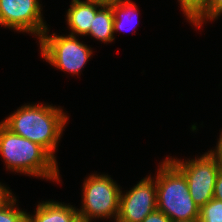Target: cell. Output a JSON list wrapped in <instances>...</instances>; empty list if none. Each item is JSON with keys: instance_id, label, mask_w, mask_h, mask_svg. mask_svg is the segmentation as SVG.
Segmentation results:
<instances>
[{"instance_id": "6da1fadb", "label": "cell", "mask_w": 222, "mask_h": 222, "mask_svg": "<svg viewBox=\"0 0 222 222\" xmlns=\"http://www.w3.org/2000/svg\"><path fill=\"white\" fill-rule=\"evenodd\" d=\"M61 107L47 104H25L1 121L8 129L45 148L55 159V150L68 116Z\"/></svg>"}, {"instance_id": "7a4b0ae2", "label": "cell", "mask_w": 222, "mask_h": 222, "mask_svg": "<svg viewBox=\"0 0 222 222\" xmlns=\"http://www.w3.org/2000/svg\"><path fill=\"white\" fill-rule=\"evenodd\" d=\"M0 156L7 170L60 182L57 160L41 145L17 135L0 122Z\"/></svg>"}, {"instance_id": "3957f363", "label": "cell", "mask_w": 222, "mask_h": 222, "mask_svg": "<svg viewBox=\"0 0 222 222\" xmlns=\"http://www.w3.org/2000/svg\"><path fill=\"white\" fill-rule=\"evenodd\" d=\"M158 167L154 178L157 210L171 220L199 219L200 207L193 201L184 175L167 158Z\"/></svg>"}, {"instance_id": "277c9868", "label": "cell", "mask_w": 222, "mask_h": 222, "mask_svg": "<svg viewBox=\"0 0 222 222\" xmlns=\"http://www.w3.org/2000/svg\"><path fill=\"white\" fill-rule=\"evenodd\" d=\"M82 206L77 208L81 222L93 218L117 220L120 203V186L108 174H91L83 182Z\"/></svg>"}, {"instance_id": "5b68a950", "label": "cell", "mask_w": 222, "mask_h": 222, "mask_svg": "<svg viewBox=\"0 0 222 222\" xmlns=\"http://www.w3.org/2000/svg\"><path fill=\"white\" fill-rule=\"evenodd\" d=\"M48 28L39 39L40 53L51 66L58 70L78 74L91 58L93 50L73 35H48Z\"/></svg>"}, {"instance_id": "8992f818", "label": "cell", "mask_w": 222, "mask_h": 222, "mask_svg": "<svg viewBox=\"0 0 222 222\" xmlns=\"http://www.w3.org/2000/svg\"><path fill=\"white\" fill-rule=\"evenodd\" d=\"M186 178L193 201L201 208L213 199L214 186L221 164L208 150L202 156L185 161L167 158Z\"/></svg>"}, {"instance_id": "52a82bcc", "label": "cell", "mask_w": 222, "mask_h": 222, "mask_svg": "<svg viewBox=\"0 0 222 222\" xmlns=\"http://www.w3.org/2000/svg\"><path fill=\"white\" fill-rule=\"evenodd\" d=\"M39 0H0V25L41 38L48 28Z\"/></svg>"}, {"instance_id": "ba28073f", "label": "cell", "mask_w": 222, "mask_h": 222, "mask_svg": "<svg viewBox=\"0 0 222 222\" xmlns=\"http://www.w3.org/2000/svg\"><path fill=\"white\" fill-rule=\"evenodd\" d=\"M157 210V190L154 177L141 179L126 193L120 194L119 222H142L147 215Z\"/></svg>"}, {"instance_id": "9c48e42d", "label": "cell", "mask_w": 222, "mask_h": 222, "mask_svg": "<svg viewBox=\"0 0 222 222\" xmlns=\"http://www.w3.org/2000/svg\"><path fill=\"white\" fill-rule=\"evenodd\" d=\"M102 7L94 0H72L66 14L70 35H88L96 12Z\"/></svg>"}, {"instance_id": "30bf717a", "label": "cell", "mask_w": 222, "mask_h": 222, "mask_svg": "<svg viewBox=\"0 0 222 222\" xmlns=\"http://www.w3.org/2000/svg\"><path fill=\"white\" fill-rule=\"evenodd\" d=\"M35 214L27 213V222H81L73 205L56 201H42L35 208Z\"/></svg>"}, {"instance_id": "8fae6325", "label": "cell", "mask_w": 222, "mask_h": 222, "mask_svg": "<svg viewBox=\"0 0 222 222\" xmlns=\"http://www.w3.org/2000/svg\"><path fill=\"white\" fill-rule=\"evenodd\" d=\"M114 15L112 7L102 6L93 18V23L90 26V31L88 36L104 42H113L114 37Z\"/></svg>"}, {"instance_id": "7c38bea8", "label": "cell", "mask_w": 222, "mask_h": 222, "mask_svg": "<svg viewBox=\"0 0 222 222\" xmlns=\"http://www.w3.org/2000/svg\"><path fill=\"white\" fill-rule=\"evenodd\" d=\"M111 7L114 15V23H113L114 33L122 31L126 28L128 29L130 25L131 27H134V24L135 25L137 24L138 7L136 6V3H133V1ZM124 26L126 28H124Z\"/></svg>"}, {"instance_id": "4fadbf2b", "label": "cell", "mask_w": 222, "mask_h": 222, "mask_svg": "<svg viewBox=\"0 0 222 222\" xmlns=\"http://www.w3.org/2000/svg\"><path fill=\"white\" fill-rule=\"evenodd\" d=\"M184 16L189 23L197 26L204 19V6L206 0H178Z\"/></svg>"}, {"instance_id": "5bb4252c", "label": "cell", "mask_w": 222, "mask_h": 222, "mask_svg": "<svg viewBox=\"0 0 222 222\" xmlns=\"http://www.w3.org/2000/svg\"><path fill=\"white\" fill-rule=\"evenodd\" d=\"M200 222H222V201L211 199L200 208Z\"/></svg>"}, {"instance_id": "9a60e30c", "label": "cell", "mask_w": 222, "mask_h": 222, "mask_svg": "<svg viewBox=\"0 0 222 222\" xmlns=\"http://www.w3.org/2000/svg\"><path fill=\"white\" fill-rule=\"evenodd\" d=\"M16 197L0 209V222H27V212L17 206ZM17 206V207H16Z\"/></svg>"}, {"instance_id": "2e32d148", "label": "cell", "mask_w": 222, "mask_h": 222, "mask_svg": "<svg viewBox=\"0 0 222 222\" xmlns=\"http://www.w3.org/2000/svg\"><path fill=\"white\" fill-rule=\"evenodd\" d=\"M222 14V0H206L204 6V19L196 26L202 27V24L207 21H214Z\"/></svg>"}, {"instance_id": "e0dca14e", "label": "cell", "mask_w": 222, "mask_h": 222, "mask_svg": "<svg viewBox=\"0 0 222 222\" xmlns=\"http://www.w3.org/2000/svg\"><path fill=\"white\" fill-rule=\"evenodd\" d=\"M142 222H171V219L162 211L155 210L147 215Z\"/></svg>"}, {"instance_id": "ac0fdd59", "label": "cell", "mask_w": 222, "mask_h": 222, "mask_svg": "<svg viewBox=\"0 0 222 222\" xmlns=\"http://www.w3.org/2000/svg\"><path fill=\"white\" fill-rule=\"evenodd\" d=\"M8 188L9 187L2 185L0 182V209L7 205L15 197Z\"/></svg>"}, {"instance_id": "d6986e66", "label": "cell", "mask_w": 222, "mask_h": 222, "mask_svg": "<svg viewBox=\"0 0 222 222\" xmlns=\"http://www.w3.org/2000/svg\"><path fill=\"white\" fill-rule=\"evenodd\" d=\"M213 198L222 201V166L220 167L218 171V176H217L216 183L214 186Z\"/></svg>"}, {"instance_id": "ffe728a7", "label": "cell", "mask_w": 222, "mask_h": 222, "mask_svg": "<svg viewBox=\"0 0 222 222\" xmlns=\"http://www.w3.org/2000/svg\"><path fill=\"white\" fill-rule=\"evenodd\" d=\"M210 152L215 156L216 160L222 166V130L219 135L217 146L215 147V149L210 150Z\"/></svg>"}, {"instance_id": "44dd1931", "label": "cell", "mask_w": 222, "mask_h": 222, "mask_svg": "<svg viewBox=\"0 0 222 222\" xmlns=\"http://www.w3.org/2000/svg\"><path fill=\"white\" fill-rule=\"evenodd\" d=\"M94 1H96L98 4H100L102 6H108V7L132 2V0H94Z\"/></svg>"}, {"instance_id": "7402d4cb", "label": "cell", "mask_w": 222, "mask_h": 222, "mask_svg": "<svg viewBox=\"0 0 222 222\" xmlns=\"http://www.w3.org/2000/svg\"><path fill=\"white\" fill-rule=\"evenodd\" d=\"M171 222H200L199 219H192V220H171Z\"/></svg>"}]
</instances>
